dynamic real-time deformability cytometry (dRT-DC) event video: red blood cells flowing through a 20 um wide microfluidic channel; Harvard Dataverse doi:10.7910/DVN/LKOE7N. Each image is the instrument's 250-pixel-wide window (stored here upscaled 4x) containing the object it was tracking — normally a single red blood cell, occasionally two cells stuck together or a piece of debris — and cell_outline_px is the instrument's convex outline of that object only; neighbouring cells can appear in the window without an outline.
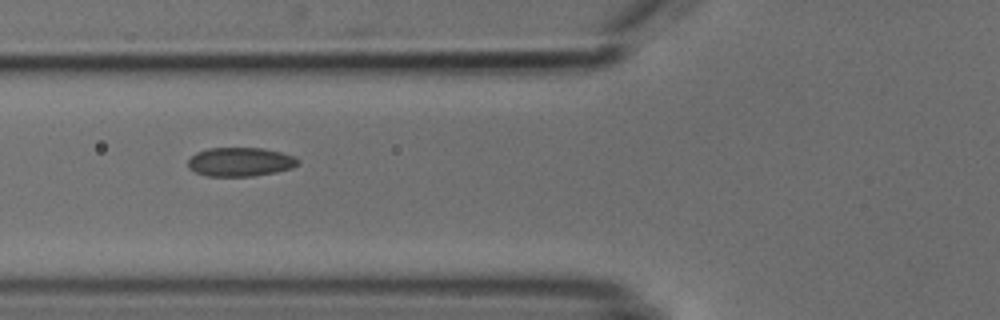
{"species": "common noctule bat (a hibernating species)", "species_latin": "Nyctalus noctula", "temperature_condition": "cold", "stored_images_in_passage": 8, "camera_frame_rate_fps": 3000, "um_per_image_px": 0.085, "animal": {"sex": "male", "body_mass_g": 18.8}, "frame": {"image": 1, "passage_image": 6, "time_ms": 6.0, "image_size_px": [1000, 320], "cell_outline_px": [[300, 164], [292, 168], [276, 172], [252, 176], [208, 176], [196, 172], [188, 168], [188, 160], [196, 152], [208, 148], [260, 148], [280, 152], [296, 156], [300, 160]], "centroid_in_image_um": [20.45, 13.76], "position_along_channel_um": 105.4, "area_um2": 18.61}}
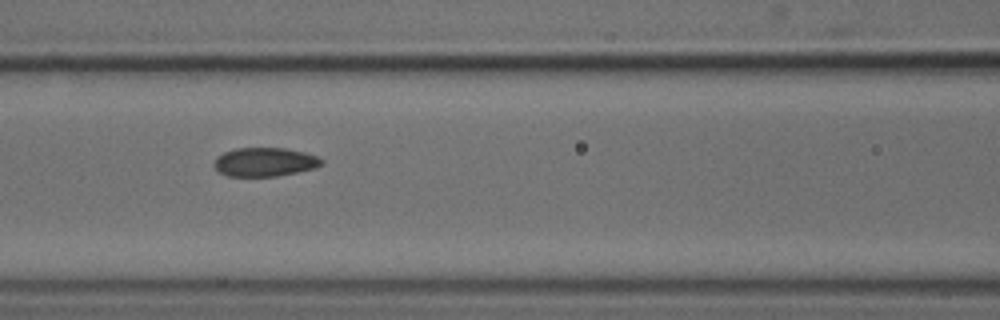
{"frame": {"image": 2, "passage_image": 7, "time_ms": 7.0, "image_size_px": [1000, 320], "cell_outline_px": [[324, 164], [316, 168], [276, 176], [228, 176], [220, 172], [212, 164], [216, 156], [224, 152], [236, 148], [284, 148], [304, 152], [316, 156], [324, 160]], "centroid_in_image_um": [22.5, 13.77], "position_along_channel_um": 144.1, "area_um2": 18.09}}
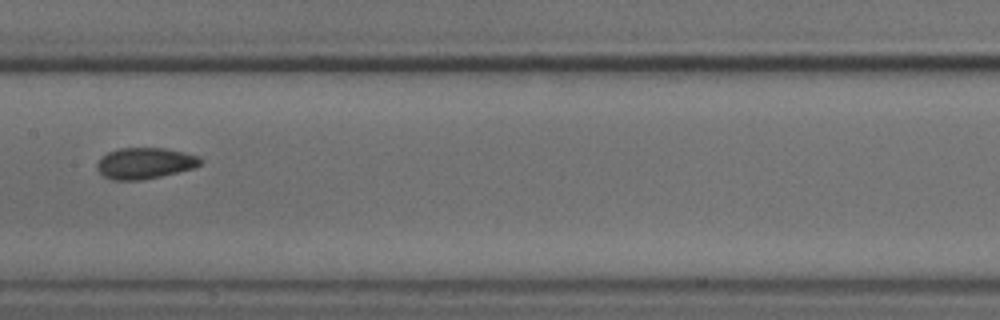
{"frame": {"image": 3, "passage_image": 8, "time_ms": 8.333, "image_size_px": [1000, 320], "cell_outline_px": [[204, 160], [196, 168], [144, 180], [112, 180], [104, 176], [96, 168], [96, 164], [108, 152], [120, 148], [164, 148], [184, 152], [200, 156]], "centroid_in_image_um": [12.36, 13.88], "position_along_channel_um": 195.0, "area_um2": 18.9}}